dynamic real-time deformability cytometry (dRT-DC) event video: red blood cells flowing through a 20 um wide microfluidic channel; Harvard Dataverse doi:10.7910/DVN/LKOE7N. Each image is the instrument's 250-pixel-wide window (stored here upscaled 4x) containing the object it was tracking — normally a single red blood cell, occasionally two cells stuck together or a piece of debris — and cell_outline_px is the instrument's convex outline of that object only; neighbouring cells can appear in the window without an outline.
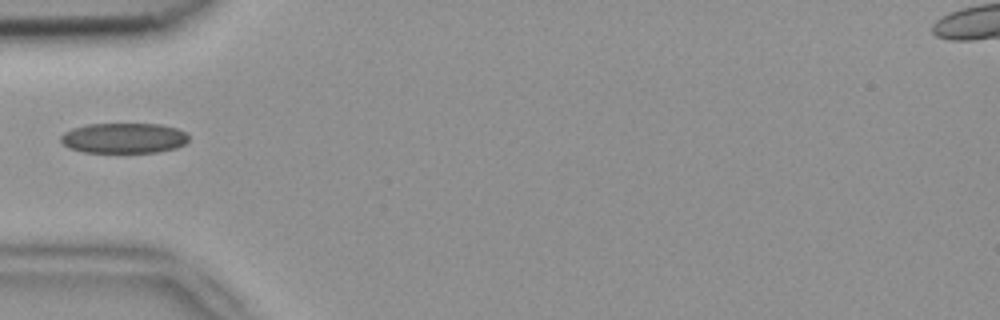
{"species": "common noctule bat (a hibernating species)", "species_latin": "Nyctalus noctula", "temperature_condition": "room temperature", "stored_images_in_passage": 5, "camera_frame_rate_fps": 3000, "um_per_image_px": 0.085, "animal": {"sex": "female", "body_mass_g": 18.4}, "frame": {"image": 1, "passage_image": 4, "time_ms": 1.0, "image_size_px": [1000, 320], "cell_outline_px": [[188, 140], [184, 144], [176, 148], [156, 152], [84, 152], [68, 148], [60, 140], [60, 136], [64, 132], [72, 128], [88, 124], [160, 124], [176, 128], [184, 132], [188, 136]], "centroid_in_image_um": [10.5, 11.73], "position_along_channel_um": 74.5, "area_um2": 22.54}}